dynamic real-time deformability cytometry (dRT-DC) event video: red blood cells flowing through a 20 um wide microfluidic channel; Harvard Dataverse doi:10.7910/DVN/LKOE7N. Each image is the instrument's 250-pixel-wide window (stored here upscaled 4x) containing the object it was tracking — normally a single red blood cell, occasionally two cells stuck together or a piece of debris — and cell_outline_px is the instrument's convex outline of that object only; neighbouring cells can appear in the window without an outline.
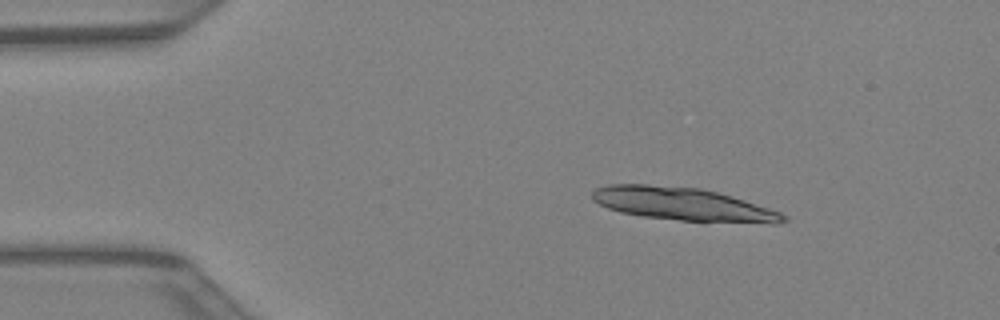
{"species": "Egyptian fruit bat (a non-hibernating species)", "species_latin": "Rousettus aegyptiacus", "temperature_condition": "warm", "stored_images_in_passage": 37, "segment_of_instrument_passage": [1, 2], "camera_frame_rate_fps": 3000, "um_per_image_px": 0.085, "animal": {"sex": "female"}, "frame": {"image": 1, "passage_image": 1, "time_ms": 0.0, "image_size_px": [1000, 320], "cell_outline_px": [[788, 220], [776, 224], [772, 224], [680, 220], [644, 216], [620, 212], [608, 208], [592, 200], [592, 192], [596, 188], [608, 184], [648, 184], [700, 188], [732, 196], [780, 212], [788, 216]], "centroid_in_image_um": [58.07, 17.35], "position_along_channel_um": 26.9, "area_um2": 36.7}}